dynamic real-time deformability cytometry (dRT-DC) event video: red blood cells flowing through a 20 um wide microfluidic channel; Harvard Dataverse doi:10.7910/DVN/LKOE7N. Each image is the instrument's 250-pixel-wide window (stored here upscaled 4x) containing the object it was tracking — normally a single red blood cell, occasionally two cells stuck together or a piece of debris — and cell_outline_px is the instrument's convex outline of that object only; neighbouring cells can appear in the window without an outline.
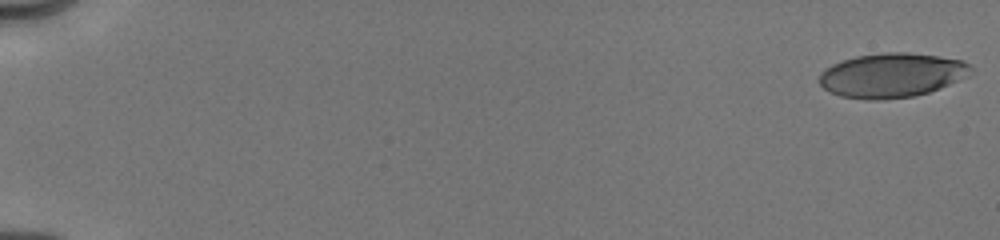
{"species": "human", "species_latin": "Homo sapiens", "temperature_condition": "cold", "stored_images_in_passage": 15, "camera_frame_rate_fps": 3000, "um_per_image_px": 0.085, "donor": {"sex": "male"}, "frame": {"image": 1, "passage_image": 1, "time_ms": 0.0, "image_size_px": [1000, 240], "cell_outline_px": [[972, 68], [968, 76], [940, 88], [928, 92], [912, 96], [880, 100], [868, 100], [840, 96], [824, 88], [820, 84], [820, 72], [832, 64], [856, 56], [884, 52], [908, 52], [964, 60]], "centroid_in_image_um": [75.8, 6.39], "position_along_channel_um": 9.2, "area_um2": 39.02}}
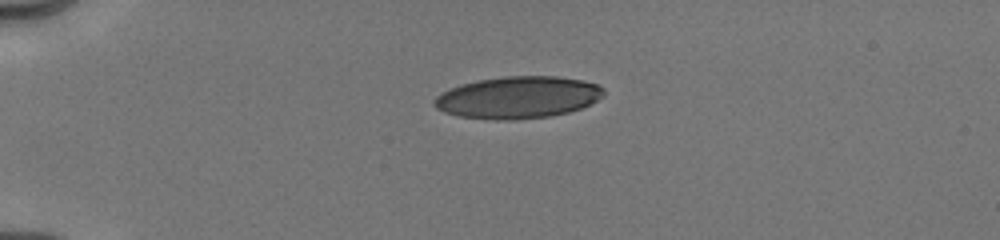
{"frame": {"image": 2, "passage_image": 9, "time_ms": 4.333, "image_size_px": [1000, 240], "cell_outline_px": [[604, 96], [580, 108], [568, 112], [548, 116], [512, 120], [496, 120], [460, 116], [444, 112], [436, 108], [432, 104], [432, 100], [436, 96], [460, 84], [480, 80], [504, 76], [556, 76], [580, 80], [596, 84], [604, 88]], "centroid_in_image_um": [44.0, 8.28], "position_along_channel_um": 41.0, "area_um2": 41.21}}
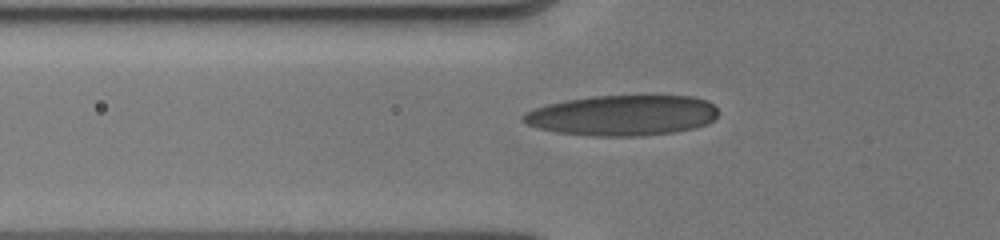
{"frame": {"image": 3, "passage_image": 13, "time_ms": 6.333, "image_size_px": [1000, 240], "cell_outline_px": [[716, 116], [708, 124], [696, 128], [676, 132], [640, 136], [596, 136], [556, 132], [540, 128], [528, 124], [520, 120], [520, 116], [524, 112], [532, 108], [564, 100], [592, 96], [692, 96], [708, 100], [716, 108]], "centroid_in_image_um": [52.89, 9.81], "position_along_channel_um": 72.9, "area_um2": 46.24}}